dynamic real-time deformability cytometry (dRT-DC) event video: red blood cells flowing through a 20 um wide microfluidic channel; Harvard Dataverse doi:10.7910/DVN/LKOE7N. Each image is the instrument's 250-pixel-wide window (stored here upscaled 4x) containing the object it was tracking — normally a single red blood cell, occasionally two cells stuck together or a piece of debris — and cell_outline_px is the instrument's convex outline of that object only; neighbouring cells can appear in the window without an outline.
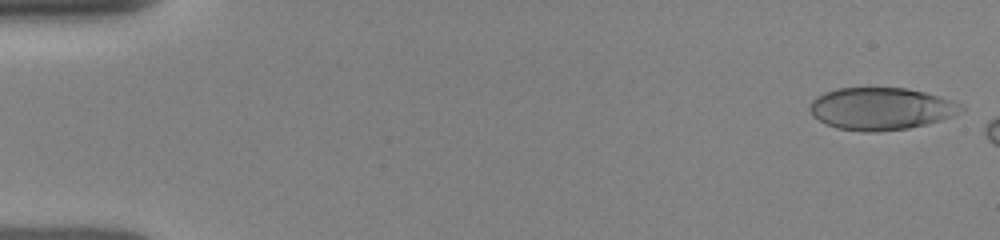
{"species": "human", "species_latin": "Homo sapiens", "temperature_condition": "room temperature", "stored_images_in_passage": 4, "camera_frame_rate_fps": 3000, "um_per_image_px": 0.085, "donor": {"sex": "female"}, "frame": {"image": 1, "passage_image": 1, "time_ms": 0.0, "image_size_px": [1000, 240], "cell_outline_px": [[964, 108], [952, 116], [940, 120], [908, 128], [876, 132], [864, 132], [836, 128], [812, 116], [808, 108], [808, 104], [816, 96], [824, 92], [836, 88], [908, 88], [940, 96], [960, 104]], "centroid_in_image_um": [74.82, 9.23], "position_along_channel_um": 10.2, "area_um2": 37.22}}